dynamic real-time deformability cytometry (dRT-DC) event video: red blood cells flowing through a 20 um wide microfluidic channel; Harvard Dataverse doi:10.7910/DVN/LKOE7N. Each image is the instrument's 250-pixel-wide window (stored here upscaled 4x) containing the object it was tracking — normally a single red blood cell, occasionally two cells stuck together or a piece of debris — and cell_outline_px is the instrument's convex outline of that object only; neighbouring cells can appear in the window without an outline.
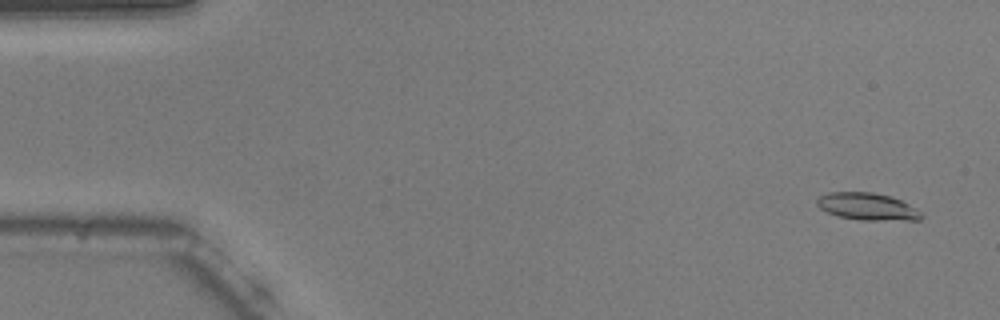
{"species": "common noctule bat (a hibernating species)", "species_latin": "Nyctalus noctula", "temperature_condition": "warm", "stored_images_in_passage": 55, "camera_frame_rate_fps": 3000, "um_per_image_px": 0.085, "animal": {"sex": "male", "body_mass_g": 20.5, "forearm_length_mm": 52.5}, "frame": {"image": 1, "passage_image": 3, "time_ms": 0.667, "image_size_px": [1000, 320], "cell_outline_px": [[924, 216], [920, 220], [860, 220], [836, 216], [820, 208], [816, 204], [816, 200], [820, 196], [828, 192], [872, 192], [892, 196], [916, 208]], "centroid_in_image_um": [73.73, 17.56], "position_along_channel_um": 11.3, "area_um2": 16.65}}
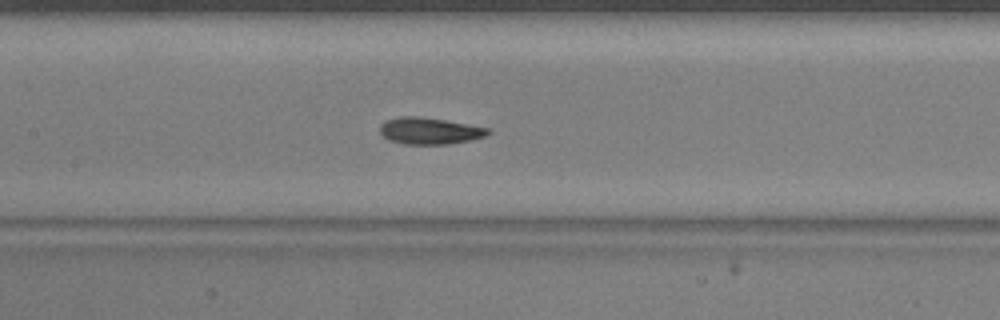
{"frame": {"image": 2, "passage_image": 26, "time_ms": 8.333, "image_size_px": [1000, 320], "cell_outline_px": [[492, 132], [484, 136], [468, 140], [448, 144], [404, 144], [388, 140], [380, 132], [380, 124], [388, 120], [400, 116], [420, 116], [492, 128]], "centroid_in_image_um": [36.52, 11.12], "position_along_channel_um": 170.9, "area_um2": 16.76}}
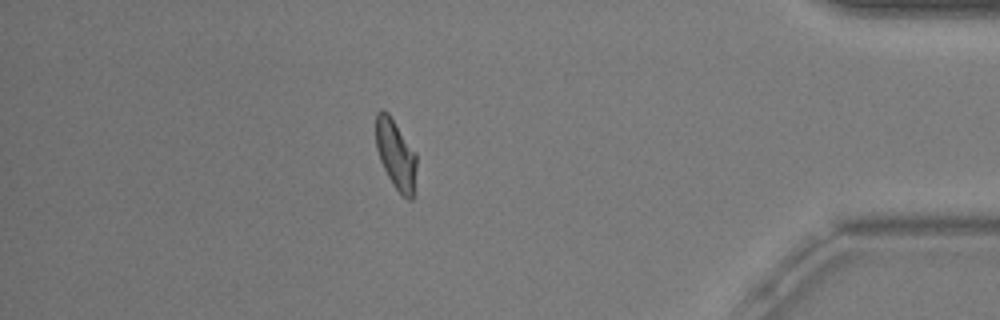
{"frame": {"image": 3, "passage_image": 48, "time_ms": 15.667, "image_size_px": [1000, 320], "cell_outline_px": [[416, 168], [412, 200], [408, 200], [396, 188], [388, 176], [380, 160], [376, 148], [376, 112], [380, 108], [384, 108], [388, 112], [416, 152]], "centroid_in_image_um": [33.63, 13.06], "position_along_channel_um": 401.6, "area_um2": 16.42}, "authors_computed_cell_mechanics": {"area_um2": 16.7042, "velocity_mm_per_s": 3.722, "shape_relaxation_time_tau1_ms": 2.9671, "shape_relaxation_time_tau2_ms": 1.8087, "deformation_change_tau1": 0.1335, "deformation_change_tau2": 0.0765}}